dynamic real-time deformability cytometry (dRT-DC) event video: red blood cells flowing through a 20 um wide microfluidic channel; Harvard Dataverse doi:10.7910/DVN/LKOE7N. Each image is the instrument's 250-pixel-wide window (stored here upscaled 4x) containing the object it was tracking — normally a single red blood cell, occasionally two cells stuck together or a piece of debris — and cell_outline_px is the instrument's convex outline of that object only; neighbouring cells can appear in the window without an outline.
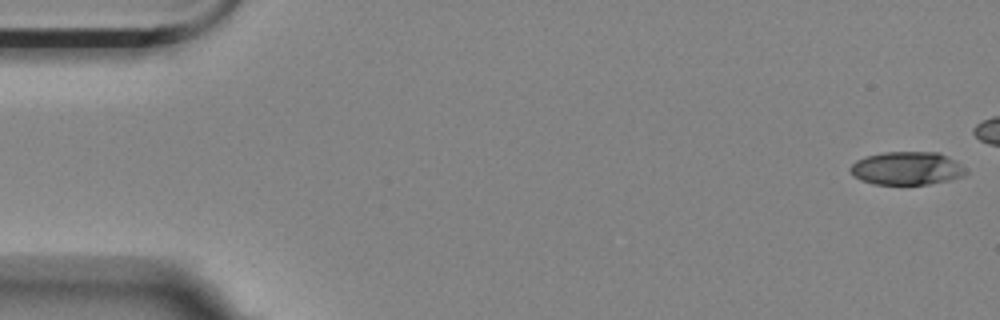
{"species": "Egyptian fruit bat (a non-hibernating species)", "species_latin": "Rousettus aegyptiacus", "temperature_condition": "room temperature", "stored_images_in_passage": 45, "camera_frame_rate_fps": 3000, "um_per_image_px": 0.085, "animal": {"sex": "female"}, "frame": {"image": 1, "passage_image": 1, "time_ms": 0.0, "image_size_px": [1000, 320], "cell_outline_px": [[968, 172], [964, 176], [948, 180], [928, 184], [872, 184], [860, 180], [852, 176], [848, 168], [856, 160], [864, 156], [884, 152], [936, 152], [948, 156], [956, 160], [968, 168]], "centroid_in_image_um": [77.08, 14.3], "position_along_channel_um": 7.9, "area_um2": 22.72}}
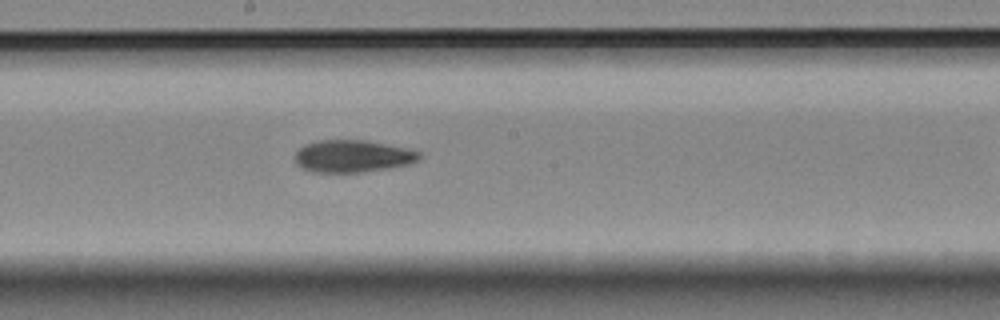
{"frame": {"image": 2, "passage_image": 30, "time_ms": 9.667, "image_size_px": [1000, 320], "cell_outline_px": [[420, 160], [408, 164], [388, 168], [364, 172], [316, 172], [300, 168], [296, 164], [296, 152], [304, 144], [316, 140], [364, 140], [404, 148], [420, 152]], "centroid_in_image_um": [29.94, 13.28], "position_along_channel_um": 218.3, "area_um2": 23.24}}
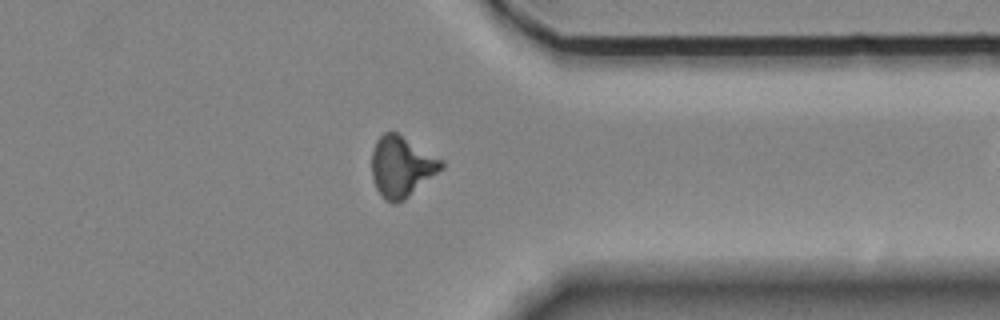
{"frame": {"image": 3, "passage_image": 44, "time_ms": 14.333, "image_size_px": [1000, 320], "cell_outline_px": [[444, 168], [404, 200], [396, 204], [384, 200], [376, 188], [372, 176], [372, 152], [376, 140], [384, 132], [396, 132], [444, 160]], "centroid_in_image_um": [34.14, 14.17], "position_along_channel_um": 377.3, "area_um2": 24.68}}